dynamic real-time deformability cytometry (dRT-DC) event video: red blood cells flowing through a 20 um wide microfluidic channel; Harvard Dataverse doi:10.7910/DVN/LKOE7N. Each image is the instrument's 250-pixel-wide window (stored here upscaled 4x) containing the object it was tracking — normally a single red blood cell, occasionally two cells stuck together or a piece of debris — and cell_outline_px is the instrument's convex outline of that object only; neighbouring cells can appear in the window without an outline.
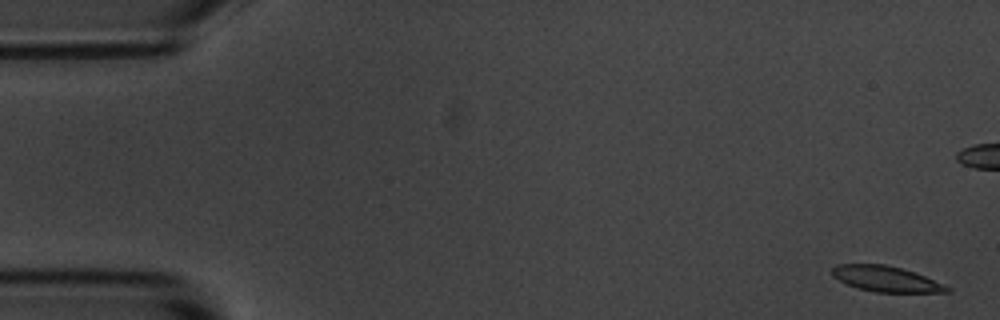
{"species": "common noctule bat (a hibernating species)", "species_latin": "Nyctalus noctula", "temperature_condition": "room temperature", "stored_images_in_passage": 56, "camera_frame_rate_fps": 3000, "um_per_image_px": 0.085, "animal": {"sex": "male", "body_mass_g": 20.1, "forearm_length_mm": 53.5}, "frame": {"image": 1, "passage_image": 2, "time_ms": 0.333, "image_size_px": [1000, 320], "cell_outline_px": [[952, 292], [876, 292], [856, 288], [832, 276], [832, 268], [836, 264], [884, 264], [900, 268], [924, 276], [952, 288]], "centroid_in_image_um": [75.29, 23.71], "position_along_channel_um": 9.7, "area_um2": 16.94}}
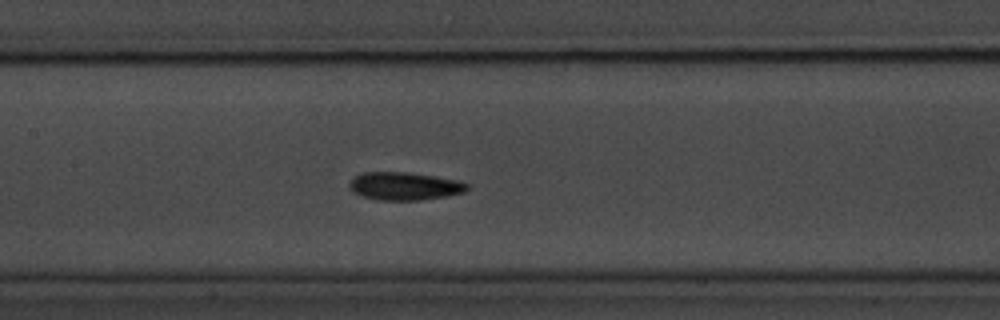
{"frame": {"image": 2, "passage_image": 26, "time_ms": 8.333, "image_size_px": [1000, 320], "cell_outline_px": [[468, 188], [464, 192], [448, 196], [420, 200], [380, 200], [360, 196], [352, 192], [348, 188], [348, 184], [352, 176], [364, 172], [408, 172], [436, 176], [456, 180], [468, 184]], "centroid_in_image_um": [34.32, 15.82], "position_along_channel_um": 173.1, "area_um2": 19.42}}
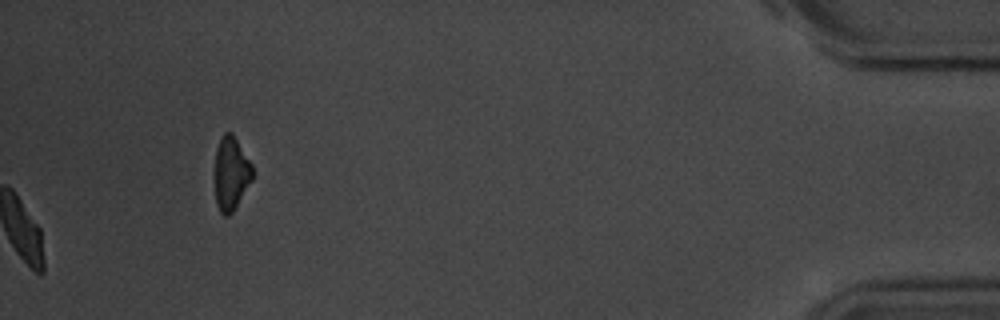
{"frame": {"image": 3, "passage_image": 56, "time_ms": 18.333, "image_size_px": [1000, 320], "cell_outline_px": [[252, 180], [232, 212], [228, 216], [224, 216], [220, 212], [216, 204], [216, 148], [220, 136], [224, 132], [232, 132], [252, 164]], "centroid_in_image_um": [19.64, 14.71], "position_along_channel_um": 415.6, "area_um2": 15.95}, "authors_computed_cell_mechanics": {"area_um2": 18.1203, "velocity_mm_per_s": 3.6386, "shape_relaxation_time_tau1_ms": 3.2021, "shape_relaxation_time_tau2_ms": 4.536, "deformation_change_tau1": 0.1205, "deformation_change_tau2": 0.0885}}